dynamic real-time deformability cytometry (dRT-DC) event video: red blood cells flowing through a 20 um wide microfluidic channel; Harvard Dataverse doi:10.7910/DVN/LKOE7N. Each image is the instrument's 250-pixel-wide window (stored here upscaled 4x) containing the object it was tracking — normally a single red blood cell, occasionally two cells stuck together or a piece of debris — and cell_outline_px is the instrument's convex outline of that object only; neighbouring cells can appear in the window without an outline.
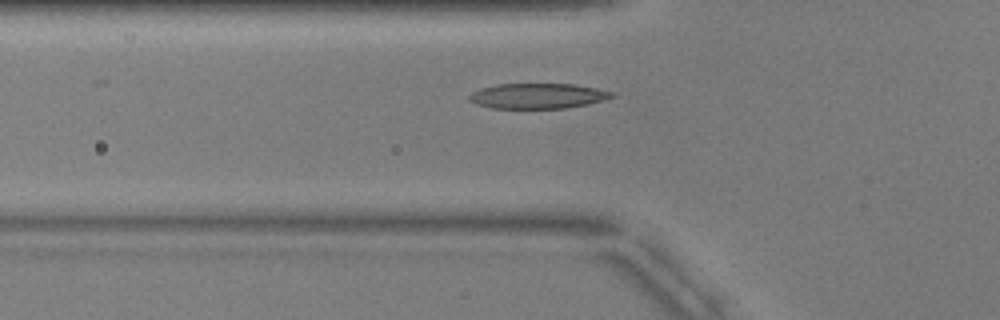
{"species": "common noctule bat (a hibernating species)", "species_latin": "Nyctalus noctula", "temperature_condition": "warm", "stored_images_in_passage": 50, "camera_frame_rate_fps": 3000, "um_per_image_px": 0.085, "animal": {"sex": "male", "body_mass_g": 17.9, "forearm_length_mm": 54.2}, "frame": {"image": 1, "passage_image": 14, "time_ms": 4.333, "image_size_px": [1000, 320], "cell_outline_px": [[616, 96], [588, 104], [564, 108], [492, 108], [476, 104], [468, 100], [468, 96], [472, 92], [480, 88], [496, 84], [576, 84], [616, 92]], "centroid_in_image_um": [45.71, 8.15], "position_along_channel_um": 80.1, "area_um2": 21.1}}
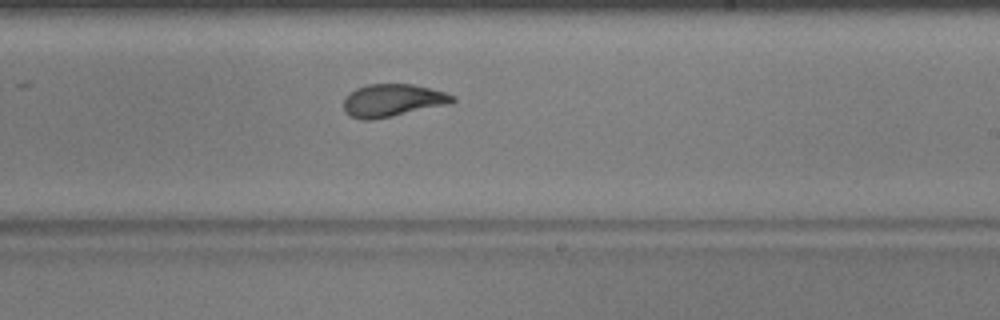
{"frame": {"image": 2, "passage_image": 28, "time_ms": 9.0, "image_size_px": [1000, 320], "cell_outline_px": [[456, 100], [452, 104], [372, 120], [360, 120], [348, 116], [344, 112], [344, 96], [356, 88], [368, 84], [412, 84], [444, 92], [456, 96]], "centroid_in_image_um": [33.35, 8.54], "position_along_channel_um": 255.6, "area_um2": 20.98}}
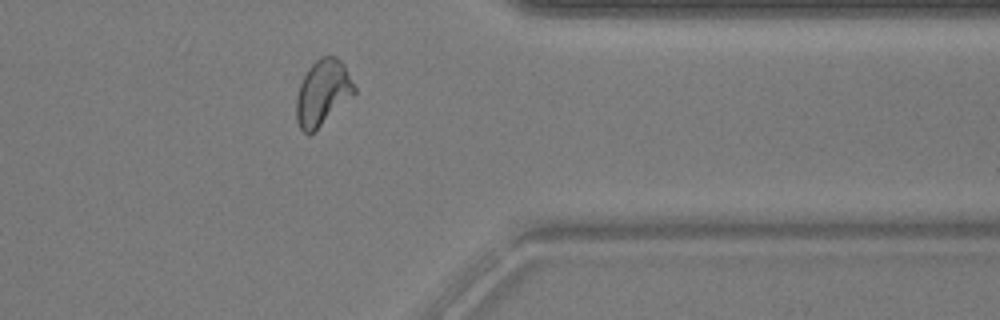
{"frame": {"image": 3, "passage_image": 39, "time_ms": 12.667, "image_size_px": [1000, 320], "cell_outline_px": [[356, 92], [352, 96], [308, 136], [300, 128], [296, 120], [296, 96], [300, 84], [308, 68], [320, 56], [336, 56], [344, 64], [356, 88]], "centroid_in_image_um": [27.41, 7.85], "position_along_channel_um": 384.0, "area_um2": 21.91}}